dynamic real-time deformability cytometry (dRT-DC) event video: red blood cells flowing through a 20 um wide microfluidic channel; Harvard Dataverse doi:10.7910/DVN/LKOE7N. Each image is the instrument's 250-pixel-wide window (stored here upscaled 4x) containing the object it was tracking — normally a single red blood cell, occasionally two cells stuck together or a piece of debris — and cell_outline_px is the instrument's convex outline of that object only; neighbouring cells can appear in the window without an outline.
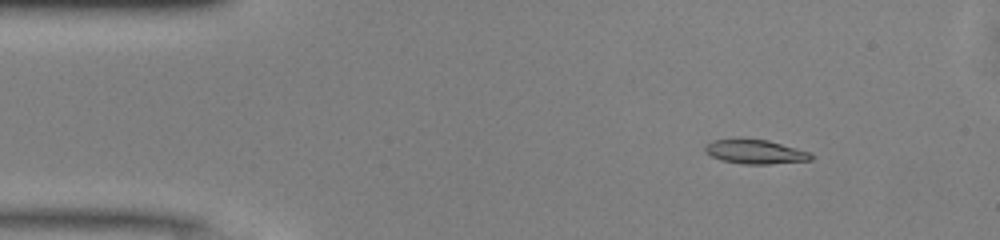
{"species": "common noctule bat (a hibernating species)", "species_latin": "Nyctalus noctula", "temperature_condition": "warm", "stored_images_in_passage": 47, "camera_frame_rate_fps": 3000, "um_per_image_px": 0.085, "animal": {"sex": "male", "body_mass_g": 13.0, "forearm_length_mm": 53.1}, "frame": {"image": 1, "passage_image": 4, "time_ms": 1.0, "image_size_px": [1000, 240], "cell_outline_px": [[816, 156], [812, 160], [768, 164], [744, 164], [720, 160], [704, 152], [704, 144], [712, 140], [740, 136], [768, 140], [812, 152]], "centroid_in_image_um": [64.17, 12.86], "position_along_channel_um": 20.8, "area_um2": 15.72}}
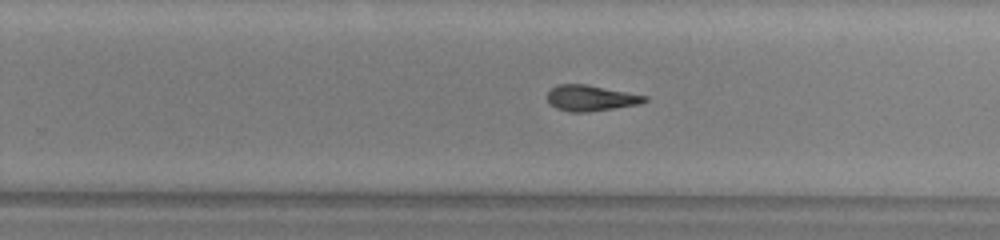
{"frame": {"image": 2, "passage_image": 28, "time_ms": 9.0, "image_size_px": [1000, 240], "cell_outline_px": [[648, 100], [640, 104], [588, 112], [568, 112], [556, 108], [548, 104], [548, 92], [552, 88], [560, 84], [584, 84], [648, 96]], "centroid_in_image_um": [50.2, 8.35], "position_along_channel_um": 279.6, "area_um2": 14.57}}
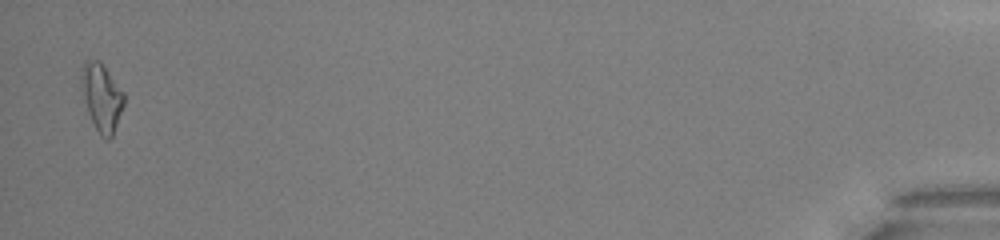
{"frame": {"image": 3, "passage_image": 46, "time_ms": 15.0, "image_size_px": [1000, 240], "cell_outline_px": [[124, 104], [112, 136], [108, 140], [104, 140], [100, 136], [88, 112], [84, 100], [80, 84], [80, 68], [84, 60], [100, 60], [104, 64], [124, 92]], "centroid_in_image_um": [8.62, 8.22], "position_along_channel_um": 426.6, "area_um2": 17.05}, "authors_computed_cell_mechanics": {"area_um2": 15.028, "velocity_mm_per_s": 4.1345, "shape_relaxation_time_tau1_ms": 4.6757, "shape_relaxation_time_tau2_ms": 4.1745, "deformation_change_tau1": 0.1862, "deformation_change_tau2": 0.1533}}